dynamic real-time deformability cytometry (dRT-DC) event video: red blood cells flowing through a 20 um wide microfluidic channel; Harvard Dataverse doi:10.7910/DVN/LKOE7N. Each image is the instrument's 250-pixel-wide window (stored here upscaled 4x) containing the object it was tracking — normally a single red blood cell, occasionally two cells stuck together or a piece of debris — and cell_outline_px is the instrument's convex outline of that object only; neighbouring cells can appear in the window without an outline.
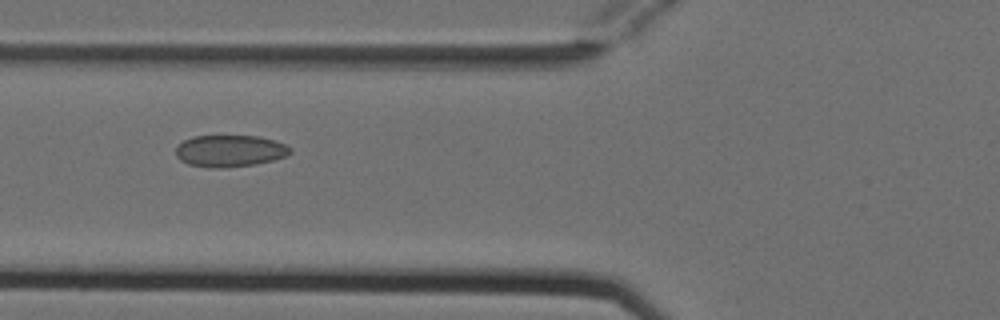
{"species": "Egyptian fruit bat (a non-hibernating species)", "species_latin": "Rousettus aegyptiacus", "temperature_condition": "cold", "stored_images_in_passage": 9, "camera_frame_rate_fps": 3000, "um_per_image_px": 0.085, "animal": {"sex": "female"}, "frame": {"image": 1, "passage_image": 6, "time_ms": 1.667, "image_size_px": [1000, 320], "cell_outline_px": [[292, 152], [288, 156], [256, 164], [224, 168], [208, 168], [188, 164], [180, 160], [176, 156], [176, 148], [184, 140], [192, 136], [256, 136], [272, 140], [284, 144], [292, 148]], "centroid_in_image_um": [19.53, 12.84], "position_along_channel_um": 106.3, "area_um2": 21.27}}
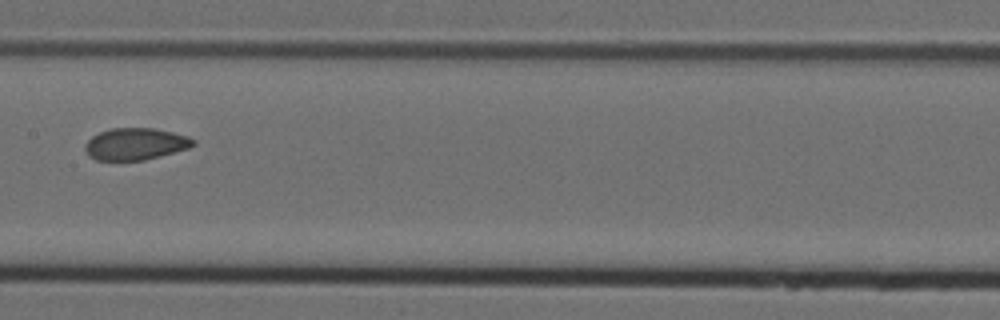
{"frame": {"image": 2, "passage_image": 8, "time_ms": 2.333, "image_size_px": [1000, 320], "cell_outline_px": [[196, 144], [188, 148], [144, 160], [96, 160], [88, 156], [84, 148], [84, 144], [92, 136], [100, 132], [112, 128], [152, 128], [172, 132], [188, 136], [196, 140]], "centroid_in_image_um": [11.5, 12.23], "position_along_channel_um": 195.9, "area_um2": 20.06}}
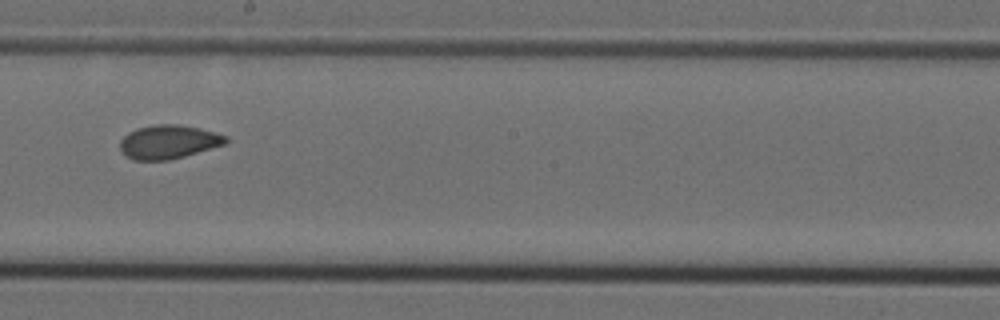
{"frame": {"image": 3, "passage_image": 9, "time_ms": 2.667, "image_size_px": [1000, 320], "cell_outline_px": [[228, 140], [224, 144], [184, 156], [168, 160], [132, 160], [124, 156], [120, 148], [120, 140], [128, 132], [136, 128], [156, 124], [180, 124], [200, 128], [216, 132], [228, 136]], "centroid_in_image_um": [14.3, 12.05], "position_along_channel_um": 233.9, "area_um2": 20.92}}